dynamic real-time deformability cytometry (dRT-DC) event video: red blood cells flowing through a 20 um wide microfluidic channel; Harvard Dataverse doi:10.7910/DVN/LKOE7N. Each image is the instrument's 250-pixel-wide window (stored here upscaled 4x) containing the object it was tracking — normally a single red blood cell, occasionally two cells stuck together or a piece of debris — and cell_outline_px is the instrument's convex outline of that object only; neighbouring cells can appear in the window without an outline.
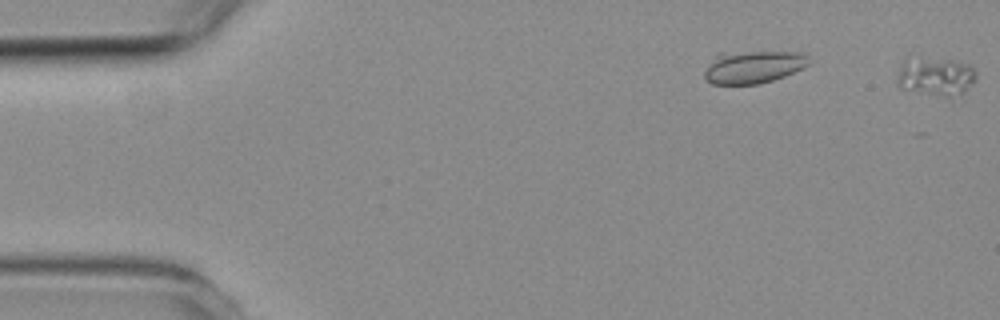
{"species": "common noctule bat (a hibernating species)", "species_latin": "Nyctalus noctula", "temperature_condition": "room temperature", "stored_images_in_passage": 2, "segment_of_instrument_passage": [2, 2], "camera_frame_rate_fps": 3000, "um_per_image_px": 0.085, "animal": {"sex": "female", "body_mass_g": 19.3, "forearm_length_mm": 54.1}, "frame": {"image": 1, "passage_image": 2, "time_ms": 1.0, "image_size_px": [1000, 320], "cell_outline_px": [[976, 80], [960, 96], [952, 100], [900, 88], [896, 84], [900, 64], [904, 60], [952, 60], [972, 64], [976, 72]], "centroid_in_image_um": [79.6, 6.58], "position_along_channel_um": 5.4, "area_um2": 17.98}}